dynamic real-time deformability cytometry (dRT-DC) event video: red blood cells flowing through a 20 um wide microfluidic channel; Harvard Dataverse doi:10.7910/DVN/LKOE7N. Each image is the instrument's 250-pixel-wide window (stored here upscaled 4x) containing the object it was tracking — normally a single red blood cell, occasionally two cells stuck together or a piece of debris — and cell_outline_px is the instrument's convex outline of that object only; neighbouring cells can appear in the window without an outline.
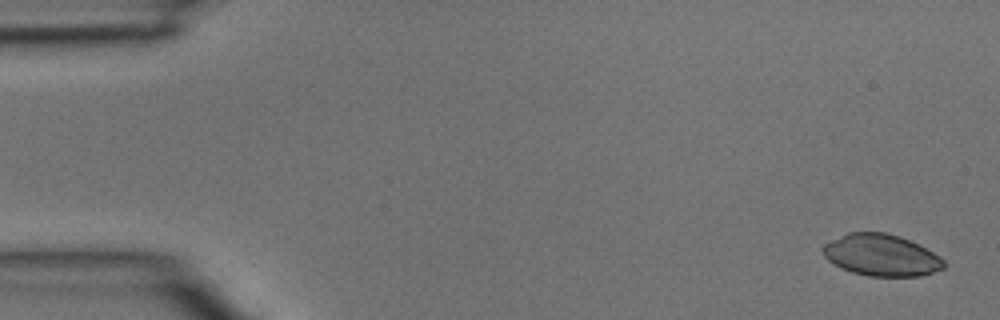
{"species": "common noctule bat (a hibernating species)", "species_latin": "Nyctalus noctula", "temperature_condition": "room temperature", "stored_images_in_passage": 4, "camera_frame_rate_fps": 3000, "um_per_image_px": 0.085, "animal": {"sex": "male", "body_mass_g": 15.6}, "frame": {"image": 1, "passage_image": 1, "time_ms": 0.0, "image_size_px": [1000, 320], "cell_outline_px": [[944, 268], [920, 276], [868, 276], [852, 272], [840, 268], [828, 260], [824, 256], [820, 248], [824, 244], [848, 232], [888, 232], [900, 236], [940, 256], [944, 260]], "centroid_in_image_um": [74.87, 21.69], "position_along_channel_um": 10.1, "area_um2": 29.3}}